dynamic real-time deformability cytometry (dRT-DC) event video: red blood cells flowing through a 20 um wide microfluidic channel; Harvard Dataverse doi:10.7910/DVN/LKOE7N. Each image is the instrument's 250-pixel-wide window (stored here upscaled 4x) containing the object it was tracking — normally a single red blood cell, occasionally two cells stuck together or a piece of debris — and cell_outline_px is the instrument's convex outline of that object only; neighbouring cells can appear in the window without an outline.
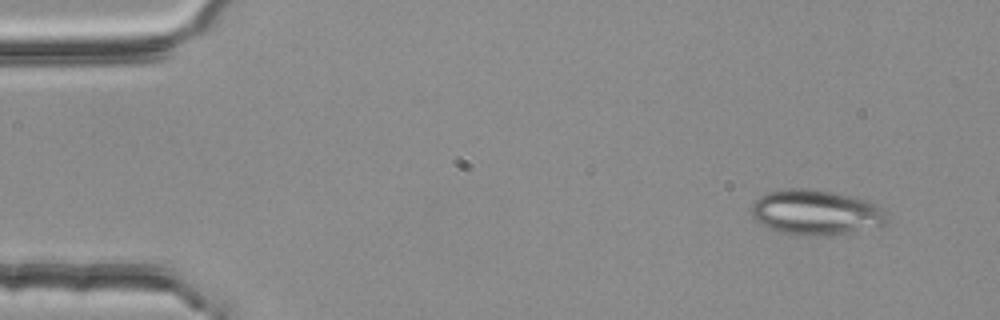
{"species": "common noctule bat (a hibernating species)", "species_latin": "Nyctalus noctula", "temperature_condition": "room temperature", "stored_images_in_passage": 4, "camera_frame_rate_fps": 3000, "um_per_image_px": 0.085, "animal": {"sex": "female", "body_mass_g": 25.1}, "frame": {"image": 1, "passage_image": 1, "time_ms": 0.0, "image_size_px": [1000, 320], "cell_outline_px": [[888, 224], [884, 228], [812, 236], [780, 232], [768, 228], [760, 224], [752, 216], [752, 204], [764, 192], [784, 188], [808, 188], [832, 192], [872, 200], [884, 212], [888, 220]], "centroid_in_image_um": [69.39, 18.04], "position_along_channel_um": 15.6, "area_um2": 36.13}}